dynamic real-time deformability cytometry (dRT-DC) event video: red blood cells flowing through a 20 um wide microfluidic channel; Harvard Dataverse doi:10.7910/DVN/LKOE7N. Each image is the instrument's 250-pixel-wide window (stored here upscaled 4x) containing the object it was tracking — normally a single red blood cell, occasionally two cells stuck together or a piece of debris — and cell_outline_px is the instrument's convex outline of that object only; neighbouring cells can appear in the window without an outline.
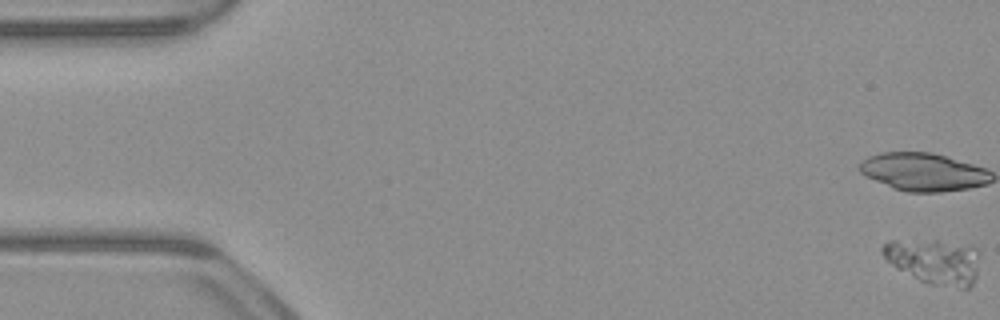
{"species": "common noctule bat (a hibernating species)", "species_latin": "Nyctalus noctula", "temperature_condition": "warm", "stored_images_in_passage": 40, "camera_frame_rate_fps": 3000, "um_per_image_px": 0.085, "animal": {"sex": "male", "body_mass_g": 23.1, "forearm_length_mm": 52.7}, "frame": {"image": 1, "passage_image": 1, "time_ms": 0.0, "image_size_px": [1000, 320], "cell_outline_px": [[976, 276], [972, 284], [968, 288], [960, 288], [932, 284], [920, 280], [896, 268], [880, 252], [880, 248], [888, 240], [936, 240], [976, 248]], "centroid_in_image_um": [79.35, 22.21], "position_along_channel_um": 5.7, "area_um2": 25.03}}